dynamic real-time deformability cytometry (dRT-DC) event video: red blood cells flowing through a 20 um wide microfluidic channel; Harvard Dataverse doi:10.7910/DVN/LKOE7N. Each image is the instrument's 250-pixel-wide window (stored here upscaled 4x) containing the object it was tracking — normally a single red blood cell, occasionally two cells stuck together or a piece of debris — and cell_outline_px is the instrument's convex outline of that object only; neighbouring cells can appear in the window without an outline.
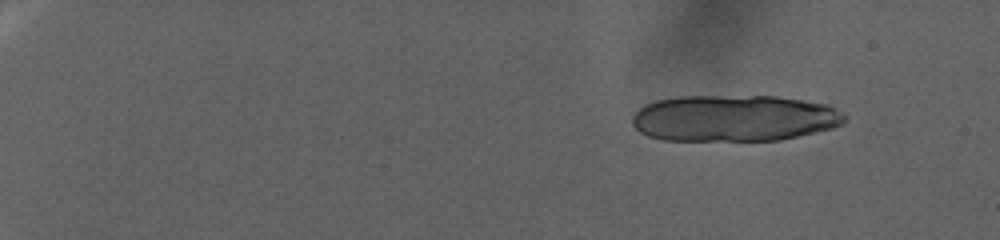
{"species": "human", "species_latin": "Homo sapiens", "temperature_condition": "warm", "stored_images_in_passage": 29, "camera_frame_rate_fps": 3000, "um_per_image_px": 0.085, "donor": {"sex": "female"}, "frame": {"image": 1, "passage_image": 1, "time_ms": 0.0, "image_size_px": [1000, 240], "cell_outline_px": [[848, 116], [844, 124], [832, 128], [780, 140], [664, 140], [648, 136], [640, 132], [632, 124], [632, 116], [644, 104], [656, 100], [680, 96], [776, 96], [804, 100], [828, 104], [836, 108]], "centroid_in_image_um": [62.43, 10.04], "position_along_channel_um": 22.6, "area_um2": 57.86}}